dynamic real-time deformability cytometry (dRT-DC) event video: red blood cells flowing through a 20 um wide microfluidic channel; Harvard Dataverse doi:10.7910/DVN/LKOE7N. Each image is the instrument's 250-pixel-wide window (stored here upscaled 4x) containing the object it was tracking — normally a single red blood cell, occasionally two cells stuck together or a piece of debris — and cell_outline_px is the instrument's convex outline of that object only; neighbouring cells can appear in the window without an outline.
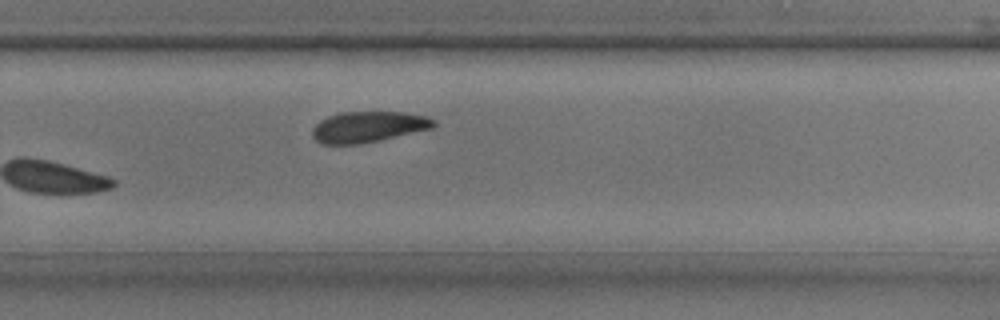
{"species": "common noctule bat (a hibernating species)", "species_latin": "Nyctalus noctula", "temperature_condition": "room temperature", "stored_images_in_passage": 19, "camera_frame_rate_fps": 3000, "um_per_image_px": 0.085, "animal": {"sex": "male", "body_mass_g": 17.9, "forearm_length_mm": 54.2}, "frame": {"image": 1, "passage_image": 19, "time_ms": 6.0, "image_size_px": [1000, 320], "cell_outline_px": [[436, 124], [432, 128], [380, 140], [360, 144], [324, 144], [316, 140], [312, 136], [312, 128], [320, 120], [328, 116], [340, 112], [404, 112], [428, 116], [436, 120]], "centroid_in_image_um": [31.31, 10.77], "position_along_channel_um": 298.5, "area_um2": 21.91}}